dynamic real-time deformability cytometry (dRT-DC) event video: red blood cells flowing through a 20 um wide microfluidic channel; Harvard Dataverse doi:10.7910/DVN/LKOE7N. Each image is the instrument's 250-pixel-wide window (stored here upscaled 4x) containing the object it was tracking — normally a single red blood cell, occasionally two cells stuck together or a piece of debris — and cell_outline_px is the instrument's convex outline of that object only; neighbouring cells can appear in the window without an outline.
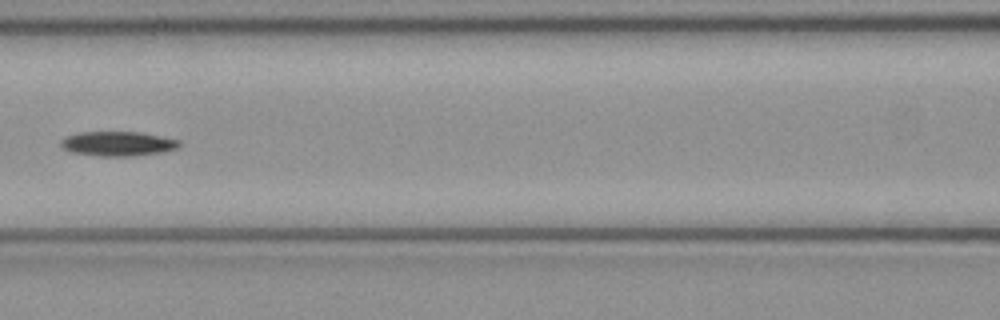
{"species": "common noctule bat (a hibernating species)", "species_latin": "Nyctalus noctula", "temperature_condition": "cold", "stored_images_in_passage": 6, "camera_frame_rate_fps": 3000, "um_per_image_px": 0.085, "animal": {"sex": "female", "body_mass_g": 21.9}, "frame": {"image": 1, "passage_image": 6, "time_ms": 1.667, "image_size_px": [1000, 320], "cell_outline_px": [[180, 144], [176, 148], [164, 152], [136, 156], [100, 156], [72, 152], [64, 148], [60, 144], [60, 140], [68, 136], [80, 132], [136, 132], [180, 140]], "centroid_in_image_um": [10.02, 12.22], "position_along_channel_um": 156.6, "area_um2": 16.76}}